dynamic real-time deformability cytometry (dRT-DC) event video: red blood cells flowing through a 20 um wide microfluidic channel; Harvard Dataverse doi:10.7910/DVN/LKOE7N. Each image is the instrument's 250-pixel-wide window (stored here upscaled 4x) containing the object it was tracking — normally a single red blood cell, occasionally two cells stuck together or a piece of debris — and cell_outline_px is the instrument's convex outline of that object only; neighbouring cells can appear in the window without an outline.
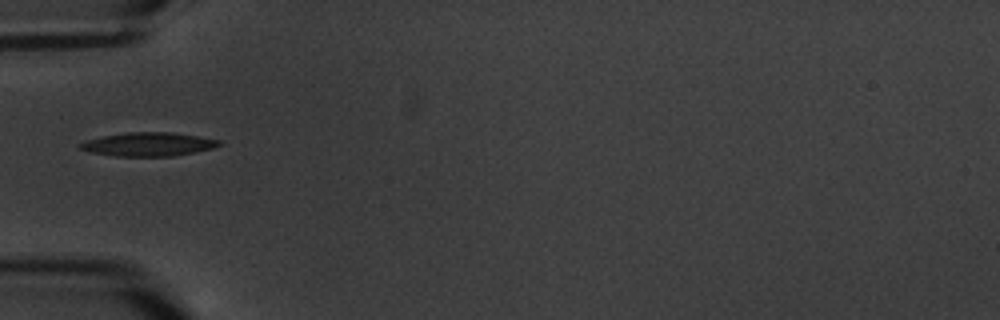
{"species": "common noctule bat (a hibernating species)", "species_latin": "Nyctalus noctula", "temperature_condition": "warm", "stored_images_in_passage": 3, "camera_frame_rate_fps": 3000, "um_per_image_px": 0.085, "animal": {"sex": "male", "body_mass_g": 20.1, "forearm_length_mm": 53.5}, "frame": {"image": 1, "passage_image": 1, "time_ms": 0.0, "image_size_px": [1000, 320], "cell_outline_px": [[224, 144], [212, 148], [196, 152], [172, 156], [116, 156], [92, 152], [80, 148], [76, 144], [84, 140], [100, 136], [128, 132], [172, 132], [220, 140]], "centroid_in_image_um": [12.59, 12.25], "position_along_channel_um": 72.4, "area_um2": 19.25}}
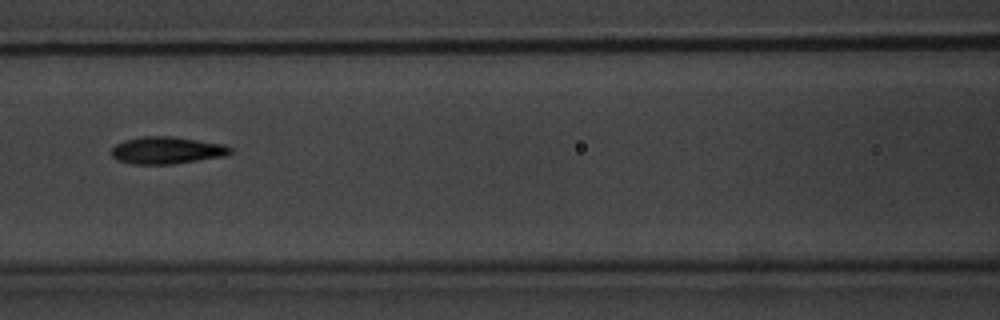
{"frame": {"image": 2, "passage_image": 3, "time_ms": 2.333, "image_size_px": [1000, 320], "cell_outline_px": [[232, 152], [224, 156], [172, 164], [128, 164], [116, 160], [112, 156], [112, 148], [116, 144], [124, 140], [144, 136], [172, 136], [224, 144], [232, 148]], "centroid_in_image_um": [14.15, 12.78], "position_along_channel_um": 152.4, "area_um2": 18.84}}